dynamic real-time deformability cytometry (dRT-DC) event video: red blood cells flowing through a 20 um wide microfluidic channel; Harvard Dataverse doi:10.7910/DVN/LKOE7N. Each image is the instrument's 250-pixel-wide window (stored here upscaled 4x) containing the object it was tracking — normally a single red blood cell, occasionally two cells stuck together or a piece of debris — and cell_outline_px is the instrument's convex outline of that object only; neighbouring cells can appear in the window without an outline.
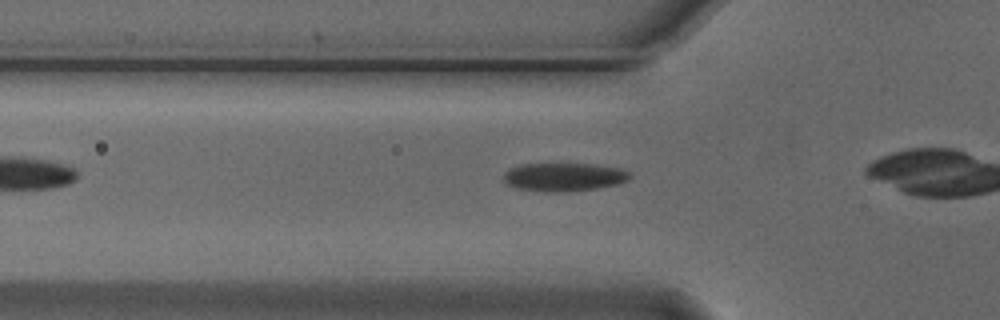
{"species": "Egyptian fruit bat (a non-hibernating species)", "species_latin": "Rousettus aegyptiacus", "temperature_condition": "cold", "stored_images_in_passage": 7, "camera_frame_rate_fps": 3000, "um_per_image_px": 0.085, "animal": {"sex": "male"}, "frame": {"image": 1, "passage_image": 2, "time_ms": 0.333, "image_size_px": [1000, 320], "cell_outline_px": [[632, 176], [628, 180], [620, 184], [596, 188], [568, 192], [544, 192], [516, 188], [508, 184], [504, 180], [504, 172], [508, 168], [520, 164], [596, 164], [620, 168], [628, 172]], "centroid_in_image_um": [47.93, 15.05], "position_along_channel_um": 77.9, "area_um2": 21.1}}
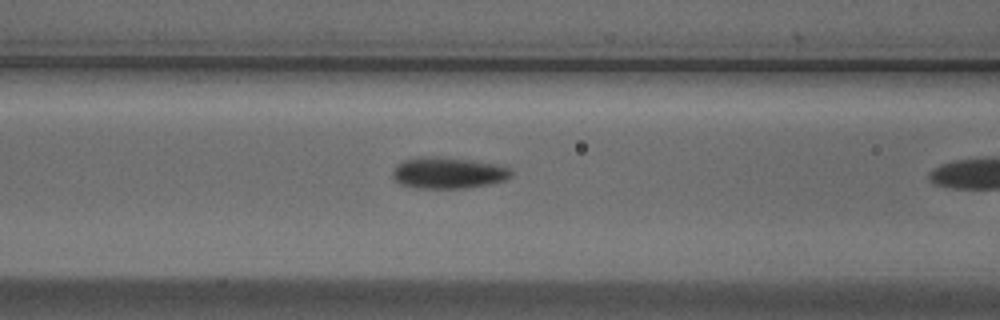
{"frame": {"image": 2, "passage_image": 6, "time_ms": 1.667, "image_size_px": [1000, 320], "cell_outline_px": [[512, 176], [504, 180], [488, 184], [464, 188], [416, 188], [400, 184], [392, 176], [392, 168], [396, 164], [404, 160], [416, 156], [436, 156], [472, 160], [500, 164], [508, 168], [512, 172]], "centroid_in_image_um": [38.05, 14.68], "position_along_channel_um": 128.5, "area_um2": 21.91}}